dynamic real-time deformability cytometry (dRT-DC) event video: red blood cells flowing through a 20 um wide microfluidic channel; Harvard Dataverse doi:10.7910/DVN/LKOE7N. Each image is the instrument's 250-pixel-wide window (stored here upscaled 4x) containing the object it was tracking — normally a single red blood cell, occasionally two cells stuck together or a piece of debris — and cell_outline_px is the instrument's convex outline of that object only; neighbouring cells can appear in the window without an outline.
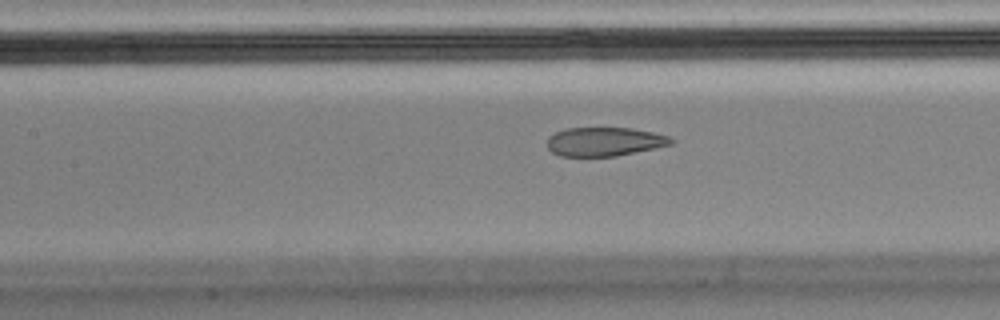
{"species": "Egyptian fruit bat (a non-hibernating species)", "species_latin": "Rousettus aegyptiacus", "temperature_condition": "cold", "stored_images_in_passage": 40, "camera_frame_rate_fps": 3000, "um_per_image_px": 0.085, "animal": {"sex": "male"}, "frame": {"image": 1, "passage_image": 9, "time_ms": 2.667, "image_size_px": [1000, 320], "cell_outline_px": [[676, 140], [672, 144], [616, 156], [560, 156], [552, 152], [548, 148], [548, 136], [564, 128], [632, 128], [652, 132], [668, 136]], "centroid_in_image_um": [51.37, 12.03], "position_along_channel_um": 156.0, "area_um2": 20.75}}
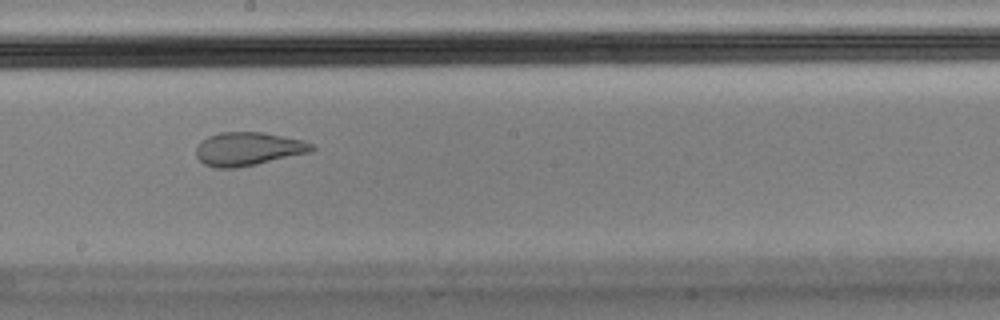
{"frame": {"image": 2, "passage_image": 15, "time_ms": 4.667, "image_size_px": [1000, 320], "cell_outline_px": [[316, 148], [312, 152], [256, 164], [236, 168], [216, 168], [204, 164], [196, 156], [196, 148], [208, 136], [220, 132], [264, 132], [304, 140], [312, 144]], "centroid_in_image_um": [21.13, 12.65], "position_along_channel_um": 227.1, "area_um2": 22.54}}
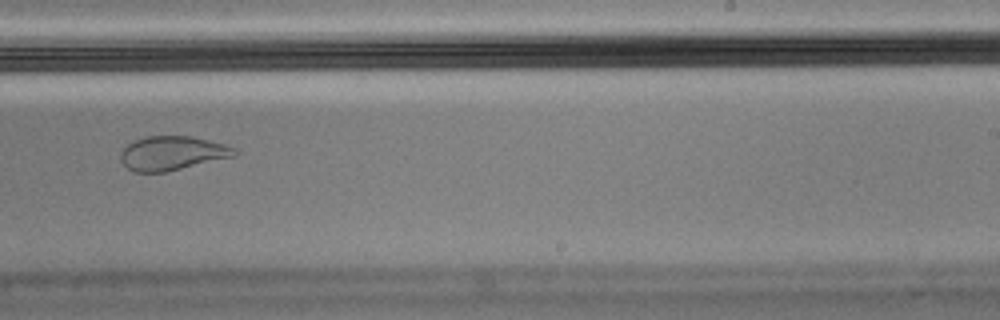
{"frame": {"image": 3, "passage_image": 19, "time_ms": 6.0, "image_size_px": [1000, 320], "cell_outline_px": [[240, 152], [236, 156], [164, 172], [132, 172], [120, 160], [120, 152], [132, 140], [148, 136], [188, 136], [208, 140], [224, 144], [236, 148]], "centroid_in_image_um": [14.64, 13.02], "position_along_channel_um": 274.4, "area_um2": 22.66}, "authors_computed_cell_mechanics": {"area_um2": 25.2875, "velocity_mm_per_s": 3.5668, "shape_relaxation_time_tau1_ms": null, "shape_relaxation_time_tau2_ms": 1.3205, "deformation_change_tau1": null, "deformation_change_tau2": 0.0748}}